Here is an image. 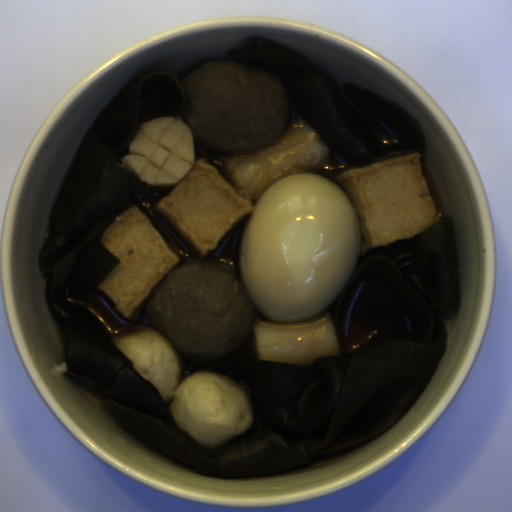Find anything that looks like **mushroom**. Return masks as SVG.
Listing matches in <instances>:
<instances>
[{
	"label": "mushroom",
	"mask_w": 512,
	"mask_h": 512,
	"mask_svg": "<svg viewBox=\"0 0 512 512\" xmlns=\"http://www.w3.org/2000/svg\"><path fill=\"white\" fill-rule=\"evenodd\" d=\"M343 381V370L332 356L311 365L271 362L254 379L261 416L284 436L321 433L330 425Z\"/></svg>",
	"instance_id": "obj_1"
}]
</instances>
